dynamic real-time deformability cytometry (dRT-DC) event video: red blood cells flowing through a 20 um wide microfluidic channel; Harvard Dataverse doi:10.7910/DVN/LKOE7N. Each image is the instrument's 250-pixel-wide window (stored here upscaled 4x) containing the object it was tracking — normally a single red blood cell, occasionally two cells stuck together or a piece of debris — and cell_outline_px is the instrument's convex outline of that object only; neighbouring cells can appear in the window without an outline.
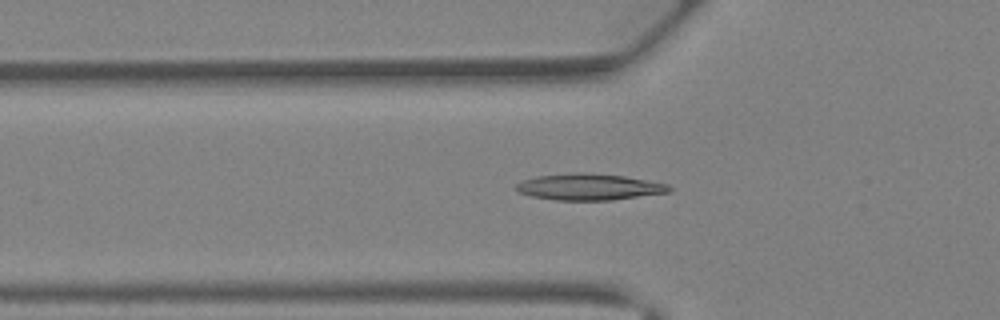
{"species": "Egyptian fruit bat (a non-hibernating species)", "species_latin": "Rousettus aegyptiacus", "temperature_condition": "warm", "stored_images_in_passage": 39, "camera_frame_rate_fps": 3000, "um_per_image_px": 0.085, "animal": {"sex": "female"}, "frame": {"image": 1, "passage_image": 12, "time_ms": 3.667, "image_size_px": [1000, 320], "cell_outline_px": [[672, 192], [612, 200], [556, 200], [532, 196], [520, 192], [516, 188], [516, 184], [524, 180], [536, 176], [576, 172], [584, 172], [624, 176], [668, 184], [672, 188]], "centroid_in_image_um": [50.11, 15.88], "position_along_channel_um": 75.7, "area_um2": 23.47}}
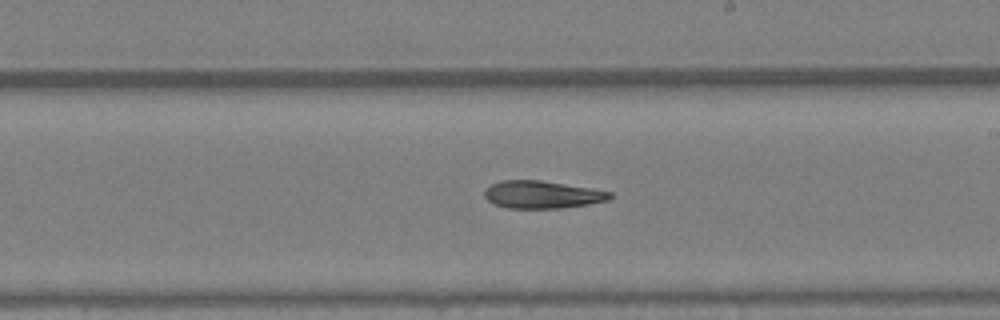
{"frame": {"image": 2, "passage_image": 22, "time_ms": 7.0, "image_size_px": [1000, 320], "cell_outline_px": [[612, 196], [608, 200], [588, 204], [560, 208], [508, 208], [492, 204], [484, 196], [484, 192], [492, 184], [500, 180], [540, 180], [612, 192]], "centroid_in_image_um": [46.04, 16.54], "position_along_channel_um": 243.0, "area_um2": 19.94}}
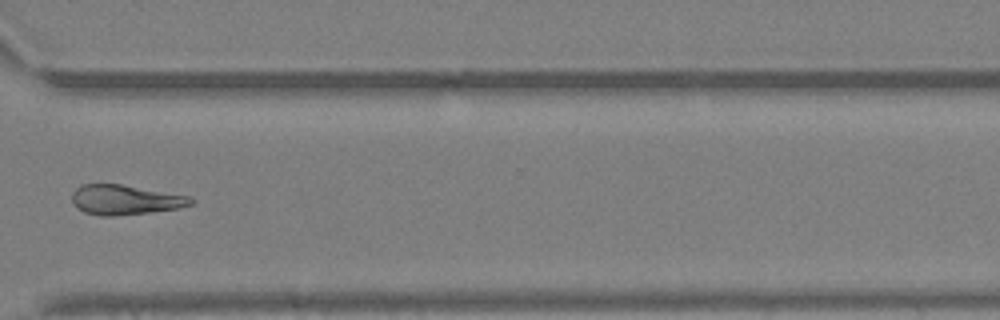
{"frame": {"image": 3, "passage_image": 29, "time_ms": 9.333, "image_size_px": [1000, 320], "cell_outline_px": [[196, 200], [192, 204], [176, 208], [148, 212], [112, 216], [100, 216], [84, 212], [76, 208], [72, 200], [72, 192], [80, 184], [120, 184], [192, 196]], "centroid_in_image_um": [10.62, 16.97], "position_along_channel_um": 360.0, "area_um2": 20.69}}